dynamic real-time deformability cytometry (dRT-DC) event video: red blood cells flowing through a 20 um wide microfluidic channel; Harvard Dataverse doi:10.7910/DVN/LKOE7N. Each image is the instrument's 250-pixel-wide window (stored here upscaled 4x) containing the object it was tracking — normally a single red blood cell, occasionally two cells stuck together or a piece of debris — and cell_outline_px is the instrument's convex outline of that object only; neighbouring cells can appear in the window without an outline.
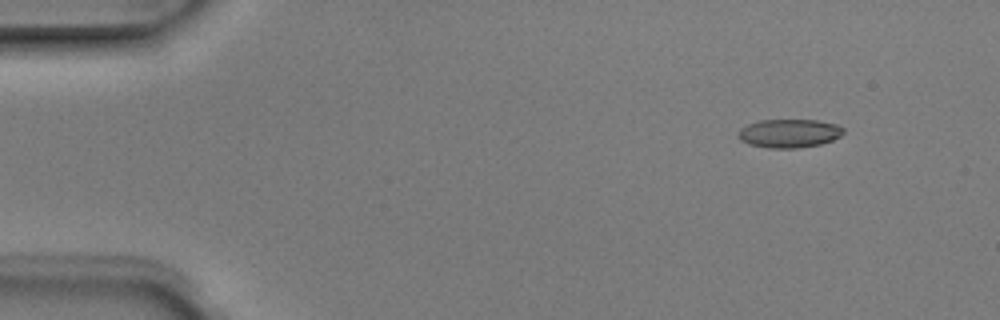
{"species": "Egyptian fruit bat (a non-hibernating species)", "species_latin": "Rousettus aegyptiacus", "temperature_condition": "room temperature", "stored_images_in_passage": 5, "camera_frame_rate_fps": 3000, "um_per_image_px": 0.085, "animal": {"sex": "male"}, "frame": {"image": 1, "passage_image": 1, "time_ms": 0.0, "image_size_px": [1000, 320], "cell_outline_px": [[844, 132], [840, 136], [832, 140], [820, 144], [796, 148], [768, 148], [748, 144], [740, 140], [736, 136], [736, 132], [740, 128], [748, 124], [760, 120], [816, 120], [836, 124], [844, 128]], "centroid_in_image_um": [67.03, 11.33], "position_along_channel_um": 18.0, "area_um2": 17.63}}
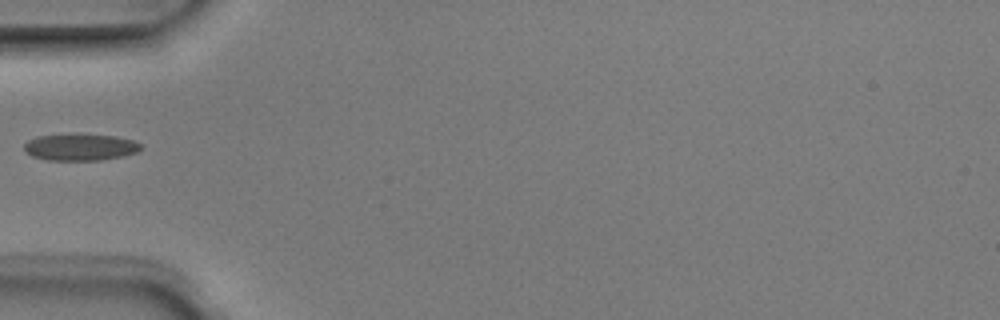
{"frame": {"image": 2, "passage_image": 4, "time_ms": 1.0, "image_size_px": [1000, 320], "cell_outline_px": [[140, 148], [136, 152], [124, 156], [100, 160], [44, 160], [32, 156], [24, 152], [24, 144], [28, 140], [36, 136], [72, 132], [76, 132], [116, 136], [132, 140], [140, 144]], "centroid_in_image_um": [6.75, 12.48], "position_along_channel_um": 78.2, "area_um2": 18.79}}
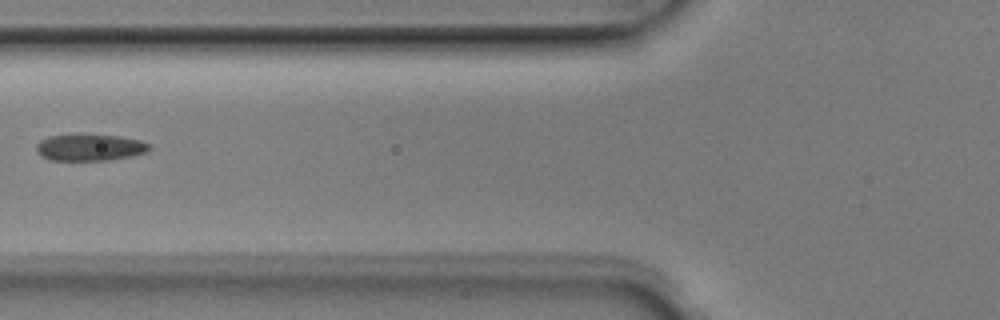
{"frame": {"image": 3, "passage_image": 5, "time_ms": 1.333, "image_size_px": [1000, 320], "cell_outline_px": [[152, 148], [148, 152], [132, 156], [108, 160], [48, 160], [40, 156], [36, 152], [36, 144], [40, 140], [48, 136], [116, 136], [140, 140], [148, 144]], "centroid_in_image_um": [7.62, 12.56], "position_along_channel_um": 118.2, "area_um2": 17.22}}